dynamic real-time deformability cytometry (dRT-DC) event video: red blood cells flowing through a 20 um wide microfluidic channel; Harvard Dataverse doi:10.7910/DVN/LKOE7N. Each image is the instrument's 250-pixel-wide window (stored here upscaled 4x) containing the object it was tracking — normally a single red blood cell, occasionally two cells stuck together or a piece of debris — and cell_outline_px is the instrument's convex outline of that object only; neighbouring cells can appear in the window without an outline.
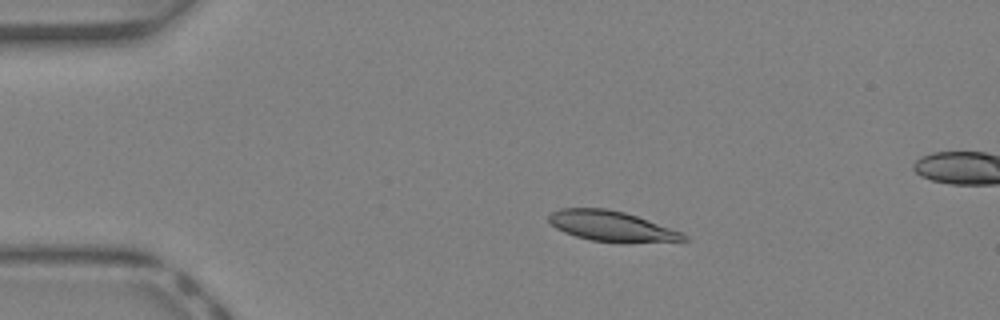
{"species": "Egyptian fruit bat (a non-hibernating species)", "species_latin": "Rousettus aegyptiacus", "temperature_condition": "warm", "stored_images_in_passage": 35, "camera_frame_rate_fps": 3000, "um_per_image_px": 0.085, "animal": {"sex": "female"}, "frame": {"image": 1, "passage_image": 1, "time_ms": 0.0, "image_size_px": [1000, 320], "cell_outline_px": [[688, 240], [592, 240], [576, 236], [564, 232], [556, 228], [548, 220], [548, 216], [552, 212], [560, 208], [604, 208], [624, 212], [684, 232], [688, 236]], "centroid_in_image_um": [51.91, 19.17], "position_along_channel_um": 33.1, "area_um2": 22.72}}
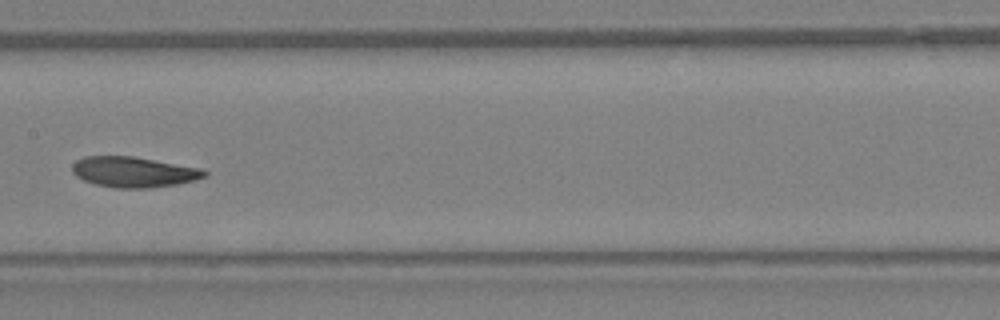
{"frame": {"image": 2, "passage_image": 14, "time_ms": 4.333, "image_size_px": [1000, 320], "cell_outline_px": [[208, 176], [196, 180], [176, 184], [148, 188], [116, 188], [96, 184], [84, 180], [76, 176], [72, 172], [72, 164], [76, 160], [84, 156], [132, 156], [200, 168], [208, 172]], "centroid_in_image_um": [11.36, 14.62], "position_along_channel_um": 196.0, "area_um2": 23.47}}
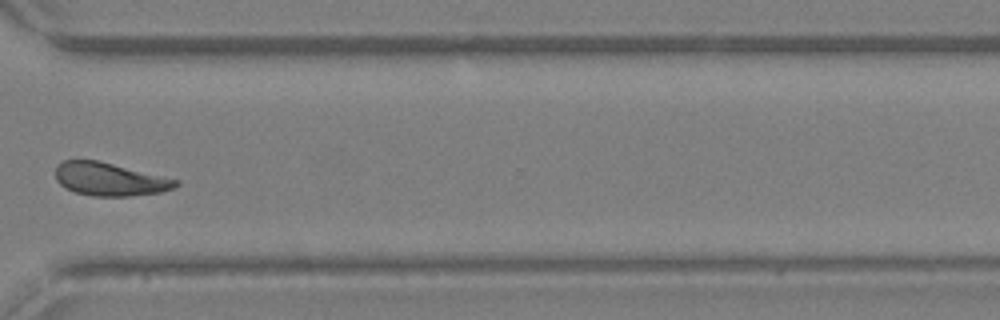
{"frame": {"image": 3, "passage_image": 24, "time_ms": 7.667, "image_size_px": [1000, 320], "cell_outline_px": [[180, 184], [172, 188], [160, 192], [132, 196], [92, 196], [76, 192], [64, 188], [56, 180], [56, 164], [64, 160], [96, 160], [180, 180]], "centroid_in_image_um": [9.3, 15.24], "position_along_channel_um": 361.3, "area_um2": 23.12}, "authors_computed_cell_mechanics": {"area_um2": 23.7558, "velocity_mm_per_s": 4.9581, "shape_relaxation_time_tau1_ms": 4.8165, "shape_relaxation_time_tau2_ms": 4.1581, "deformation_change_tau1": 0.1644, "deformation_change_tau2": 0.1009}}